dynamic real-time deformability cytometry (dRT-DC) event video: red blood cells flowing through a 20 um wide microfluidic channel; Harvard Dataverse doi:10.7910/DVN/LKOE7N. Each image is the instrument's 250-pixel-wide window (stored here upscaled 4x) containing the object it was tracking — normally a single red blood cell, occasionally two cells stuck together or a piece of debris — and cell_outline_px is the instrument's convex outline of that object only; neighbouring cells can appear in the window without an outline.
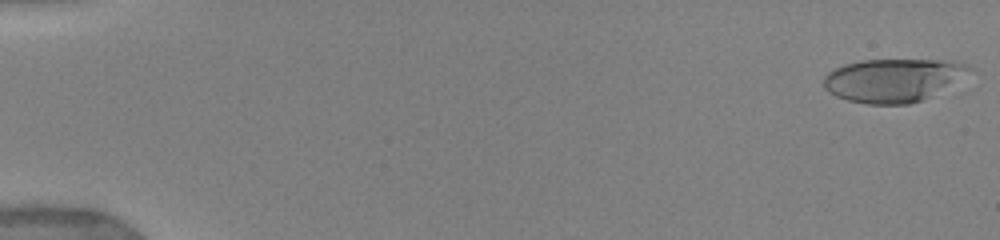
{"species": "human", "species_latin": "Homo sapiens", "temperature_condition": "warm", "stored_images_in_passage": 16, "camera_frame_rate_fps": 3000, "um_per_image_px": 0.085, "donor": {"sex": "female"}, "frame": {"image": 1, "passage_image": 1, "time_ms": 0.0, "image_size_px": [1000, 240], "cell_outline_px": [[972, 68], [920, 100], [908, 104], [868, 104], [848, 100], [836, 96], [828, 92], [824, 88], [824, 76], [832, 68], [844, 64], [864, 60], [952, 60], [968, 64]], "centroid_in_image_um": [75.76, 6.79], "position_along_channel_um": 9.2, "area_um2": 35.66}}